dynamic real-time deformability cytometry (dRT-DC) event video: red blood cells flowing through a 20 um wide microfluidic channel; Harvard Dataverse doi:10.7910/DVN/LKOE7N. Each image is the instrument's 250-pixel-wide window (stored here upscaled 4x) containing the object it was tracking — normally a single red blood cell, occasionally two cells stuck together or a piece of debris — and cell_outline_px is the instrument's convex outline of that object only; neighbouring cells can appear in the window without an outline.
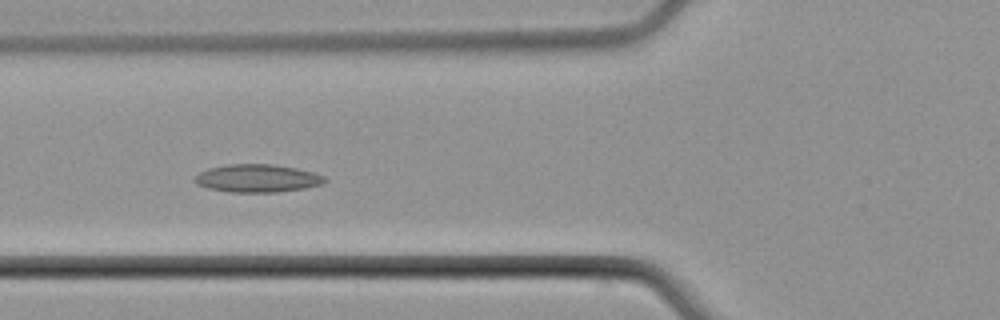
{"species": "common noctule bat (a hibernating species)", "species_latin": "Nyctalus noctula", "temperature_condition": "cold", "stored_images_in_passage": 5, "camera_frame_rate_fps": 3000, "um_per_image_px": 0.085, "animal": {"sex": "male", "body_mass_g": 21.5, "forearm_length_mm": 52.0}, "frame": {"image": 1, "passage_image": 4, "time_ms": 3.333, "image_size_px": [1000, 320], "cell_outline_px": [[328, 180], [324, 184], [304, 188], [276, 192], [228, 192], [208, 188], [196, 184], [192, 180], [200, 172], [208, 168], [228, 164], [272, 164], [296, 168], [316, 172], [324, 176]], "centroid_in_image_um": [21.89, 15.15], "position_along_channel_um": 103.9, "area_um2": 21.33}}
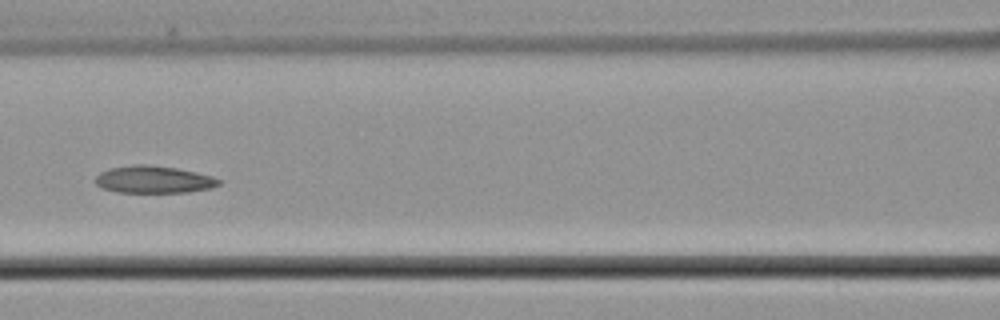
{"frame": {"image": 2, "passage_image": 5, "time_ms": 4.667, "image_size_px": [1000, 320], "cell_outline_px": [[220, 184], [212, 188], [188, 192], [116, 192], [104, 188], [96, 184], [96, 176], [100, 172], [108, 168], [136, 164], [148, 164], [176, 168], [196, 172], [212, 176], [220, 180]], "centroid_in_image_um": [13.06, 15.25], "position_along_channel_um": 153.5, "area_um2": 19.59}}